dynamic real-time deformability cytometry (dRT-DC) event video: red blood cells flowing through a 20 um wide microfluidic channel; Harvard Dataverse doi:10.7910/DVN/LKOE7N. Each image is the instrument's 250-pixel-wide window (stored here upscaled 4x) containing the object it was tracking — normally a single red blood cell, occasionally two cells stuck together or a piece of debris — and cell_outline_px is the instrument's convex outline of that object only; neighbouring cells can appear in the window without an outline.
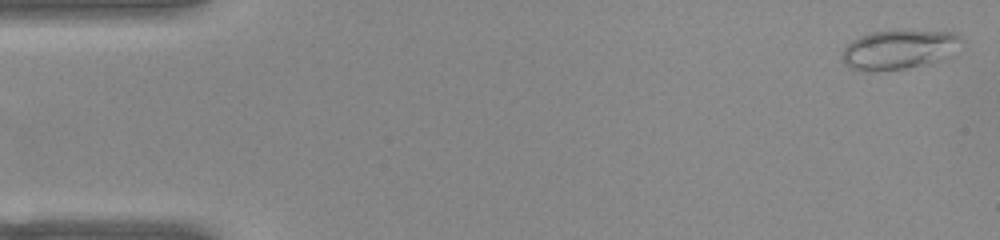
{"species": "common noctule bat (a hibernating species)", "species_latin": "Nyctalus noctula", "temperature_condition": "warm", "stored_images_in_passage": 51, "camera_frame_rate_fps": 3000, "um_per_image_px": 0.085, "animal": {"sex": "female", "body_mass_g": 22.0, "forearm_length_mm": 56.7}, "frame": {"image": 1, "passage_image": 1, "time_ms": 0.0, "image_size_px": [1000, 240], "cell_outline_px": [[964, 40], [932, 64], [876, 72], [860, 72], [848, 68], [844, 64], [840, 52], [852, 40], [860, 36], [872, 32], [900, 28], [904, 28], [956, 32]], "centroid_in_image_um": [76.32, 4.18], "position_along_channel_um": 8.7, "area_um2": 28.15}}
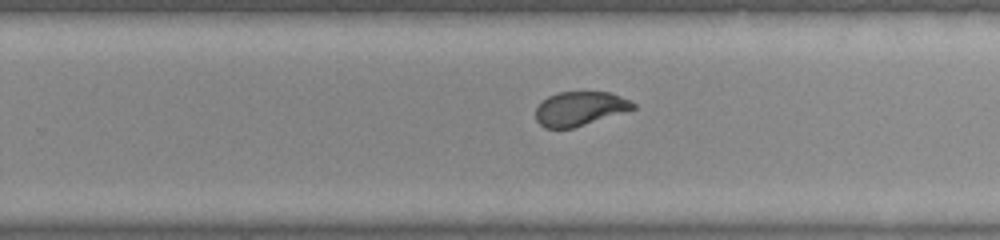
{"frame": {"image": 2, "passage_image": 32, "time_ms": 10.333, "image_size_px": [1000, 240], "cell_outline_px": [[636, 108], [572, 128], [544, 128], [536, 120], [536, 108], [548, 96], [556, 92], [612, 92], [636, 104]], "centroid_in_image_um": [49.27, 9.22], "position_along_channel_um": 280.5, "area_um2": 19.13}}
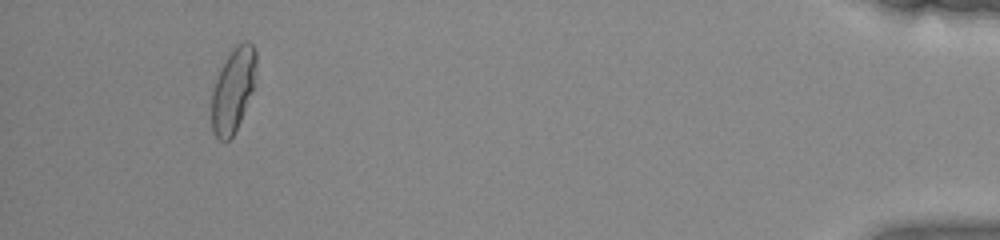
{"frame": {"image": 3, "passage_image": 48, "time_ms": 15.667, "image_size_px": [1000, 240], "cell_outline_px": [[256, 68], [252, 88], [240, 120], [232, 136], [228, 140], [220, 140], [212, 132], [212, 88], [216, 68], [232, 48], [236, 44], [244, 40], [248, 40], [252, 44], [256, 52]], "centroid_in_image_um": [19.76, 7.54], "position_along_channel_um": 415.4, "area_um2": 22.14}}